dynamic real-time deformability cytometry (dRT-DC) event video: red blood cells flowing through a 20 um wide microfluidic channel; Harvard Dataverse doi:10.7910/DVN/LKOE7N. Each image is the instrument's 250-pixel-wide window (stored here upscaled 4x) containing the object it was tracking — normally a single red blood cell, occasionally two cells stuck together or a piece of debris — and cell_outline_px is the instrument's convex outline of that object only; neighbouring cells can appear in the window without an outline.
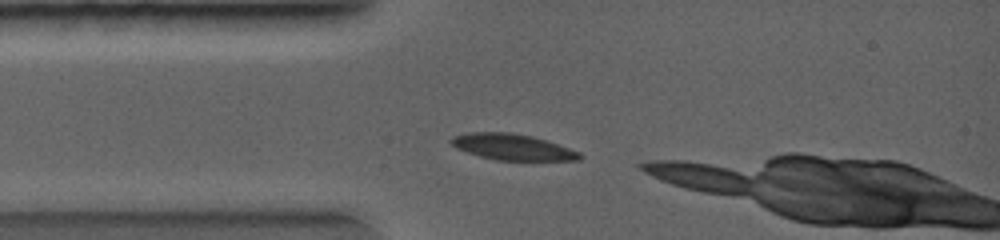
{"species": "common noctule bat (a hibernating species)", "species_latin": "Nyctalus noctula", "temperature_condition": "warm", "stored_images_in_passage": 2, "camera_frame_rate_fps": 5000, "um_per_image_px": 0.085, "animal": {"sex": "female", "body_mass_g": 19.0, "forearm_length_mm": 56.7}, "frame": {"image": 1, "passage_image": 1, "time_ms": 0.0, "image_size_px": [1000, 240], "cell_outline_px": [[584, 156], [580, 160], [496, 160], [480, 156], [456, 148], [448, 140], [452, 136], [468, 132], [508, 132], [532, 136], [580, 152]], "centroid_in_image_um": [43.53, 12.49], "position_along_channel_um": 41.5, "area_um2": 19.36}}